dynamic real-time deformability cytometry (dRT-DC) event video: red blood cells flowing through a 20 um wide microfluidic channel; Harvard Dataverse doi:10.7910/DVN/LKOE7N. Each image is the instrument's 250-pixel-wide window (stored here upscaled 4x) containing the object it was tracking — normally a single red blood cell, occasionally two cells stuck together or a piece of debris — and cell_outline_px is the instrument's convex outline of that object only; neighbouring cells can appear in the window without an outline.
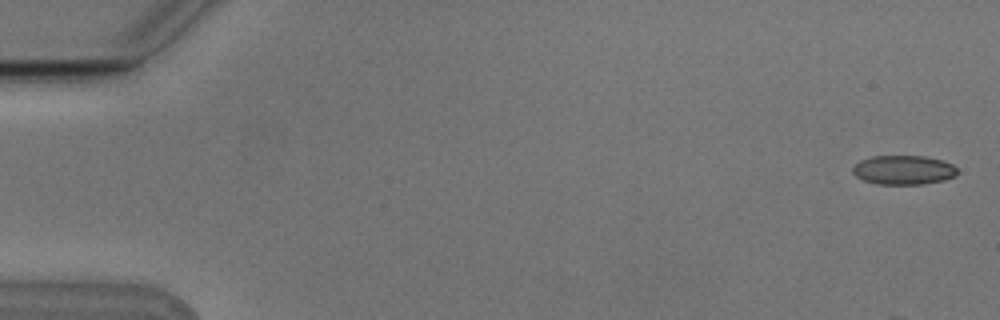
{"species": "Egyptian fruit bat (a non-hibernating species)", "species_latin": "Rousettus aegyptiacus", "temperature_condition": "cold", "stored_images_in_passage": 10, "camera_frame_rate_fps": 3000, "um_per_image_px": 0.085, "animal": {"sex": "male"}, "frame": {"image": 1, "passage_image": 1, "time_ms": 0.0, "image_size_px": [1000, 320], "cell_outline_px": [[956, 176], [944, 180], [924, 184], [876, 184], [864, 180], [856, 176], [852, 172], [852, 168], [860, 160], [872, 156], [924, 156], [944, 160], [952, 164], [956, 168]], "centroid_in_image_um": [76.8, 14.44], "position_along_channel_um": 8.2, "area_um2": 17.86}}